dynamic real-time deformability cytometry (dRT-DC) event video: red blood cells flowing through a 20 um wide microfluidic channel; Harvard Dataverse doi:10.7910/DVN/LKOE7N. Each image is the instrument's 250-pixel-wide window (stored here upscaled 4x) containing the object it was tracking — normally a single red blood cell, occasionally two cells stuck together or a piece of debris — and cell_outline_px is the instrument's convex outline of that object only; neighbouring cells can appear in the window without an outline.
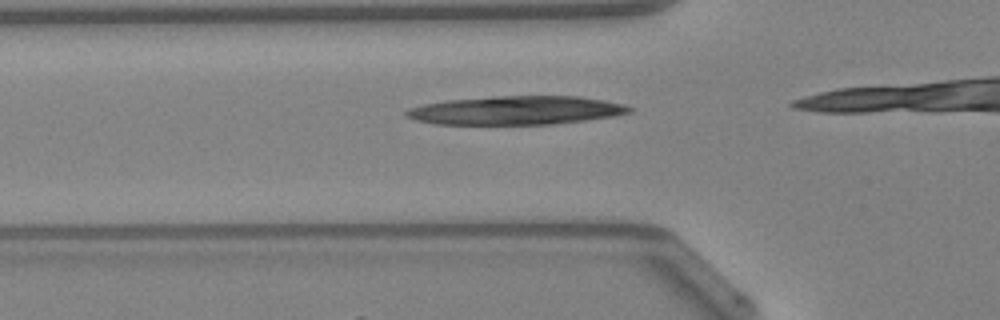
{"species": "Egyptian fruit bat (a non-hibernating species)", "species_latin": "Rousettus aegyptiacus", "temperature_condition": "warm", "stored_images_in_passage": 7, "camera_frame_rate_fps": 3000, "um_per_image_px": 0.085, "animal": {"sex": "female"}, "frame": {"image": 1, "passage_image": 3, "time_ms": 0.667, "image_size_px": [1000, 320], "cell_outline_px": [[632, 112], [612, 116], [584, 120], [552, 124], [432, 124], [412, 120], [404, 116], [404, 112], [408, 108], [424, 104], [444, 100], [496, 96], [576, 96], [604, 100], [624, 104], [632, 108]], "centroid_in_image_um": [43.79, 9.38], "position_along_channel_um": 82.0, "area_um2": 37.34}}